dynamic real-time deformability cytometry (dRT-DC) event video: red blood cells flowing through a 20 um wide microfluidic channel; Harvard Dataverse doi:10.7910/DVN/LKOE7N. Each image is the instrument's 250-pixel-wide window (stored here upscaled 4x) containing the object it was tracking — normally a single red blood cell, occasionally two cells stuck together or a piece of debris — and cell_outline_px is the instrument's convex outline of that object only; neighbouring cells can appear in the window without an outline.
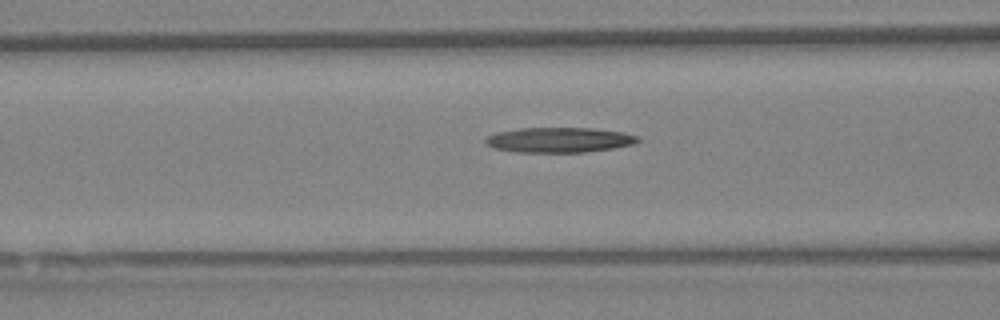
{"species": "Egyptian fruit bat (a non-hibernating species)", "species_latin": "Rousettus aegyptiacus", "temperature_condition": "warm", "stored_images_in_passage": 25, "camera_frame_rate_fps": 3000, "um_per_image_px": 0.085, "animal": {"sex": "female"}, "frame": {"image": 1, "passage_image": 8, "time_ms": 2.333, "image_size_px": [1000, 320], "cell_outline_px": [[640, 140], [632, 144], [612, 148], [584, 152], [516, 152], [496, 148], [488, 144], [484, 140], [488, 136], [496, 132], [516, 128], [592, 128], [620, 132], [640, 136]], "centroid_in_image_um": [47.52, 11.88], "position_along_channel_um": 119.1, "area_um2": 22.08}}
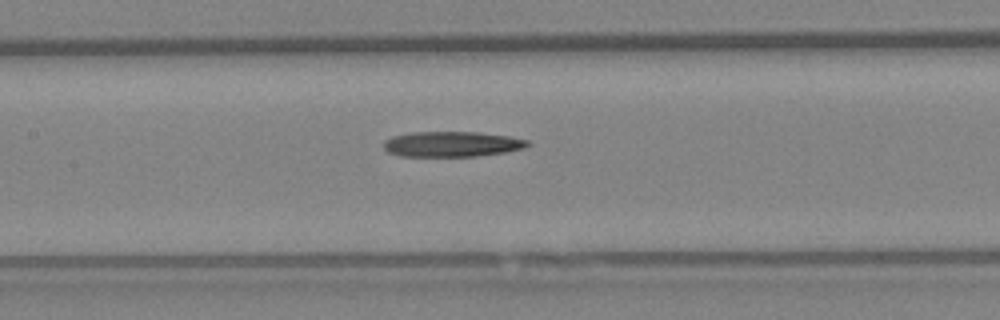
{"frame": {"image": 2, "passage_image": 11, "time_ms": 3.333, "image_size_px": [1000, 320], "cell_outline_px": [[532, 144], [524, 148], [504, 152], [476, 156], [400, 156], [388, 152], [384, 148], [384, 140], [392, 136], [408, 132], [476, 132], [508, 136], [528, 140]], "centroid_in_image_um": [38.39, 12.24], "position_along_channel_um": 169.0, "area_um2": 21.27}}
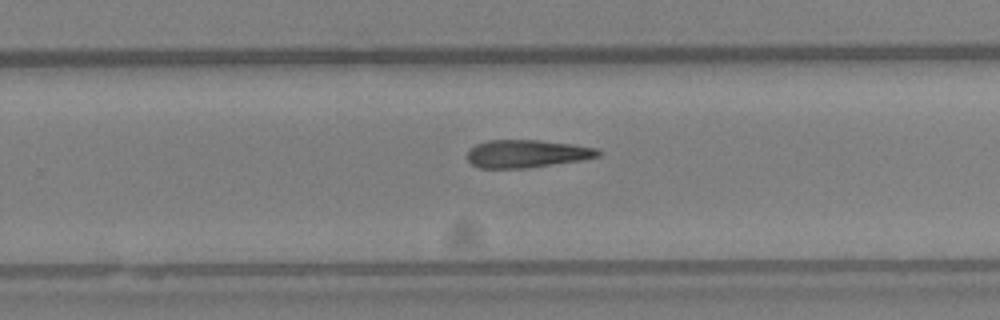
{"frame": {"image": 3, "passage_image": 18, "time_ms": 5.667, "image_size_px": [1000, 320], "cell_outline_px": [[600, 156], [580, 160], [528, 168], [480, 168], [472, 164], [468, 160], [468, 148], [476, 144], [488, 140], [540, 140], [572, 144], [596, 148], [600, 152]], "centroid_in_image_um": [44.74, 13.06], "position_along_channel_um": 285.1, "area_um2": 21.15}}